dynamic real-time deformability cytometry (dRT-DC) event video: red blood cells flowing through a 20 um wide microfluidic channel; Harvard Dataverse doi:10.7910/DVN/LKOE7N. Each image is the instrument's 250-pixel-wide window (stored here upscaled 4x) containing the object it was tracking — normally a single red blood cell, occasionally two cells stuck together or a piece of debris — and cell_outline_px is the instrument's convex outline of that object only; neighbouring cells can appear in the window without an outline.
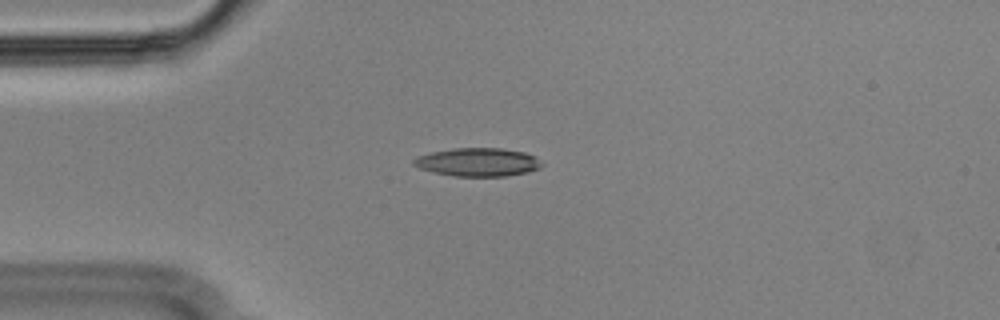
{"species": "Egyptian fruit bat (a non-hibernating species)", "species_latin": "Rousettus aegyptiacus", "temperature_condition": "cold", "stored_images_in_passage": 43, "camera_frame_rate_fps": 3000, "um_per_image_px": 0.085, "animal": {"sex": "male"}, "frame": {"image": 1, "passage_image": 1, "time_ms": 0.0, "image_size_px": [1000, 320], "cell_outline_px": [[544, 164], [540, 168], [528, 172], [508, 176], [452, 176], [432, 172], [420, 168], [412, 164], [412, 160], [416, 156], [432, 152], [452, 148], [500, 148], [524, 152], [536, 156]], "centroid_in_image_um": [40.62, 13.78], "position_along_channel_um": 44.4, "area_um2": 21.39}}
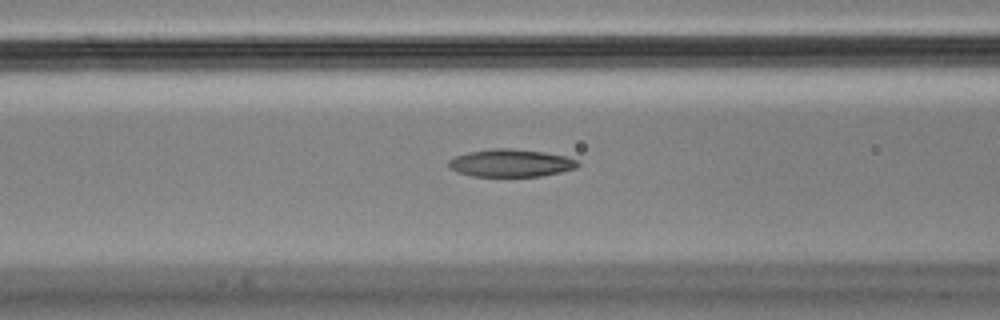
{"frame": {"image": 2, "passage_image": 9, "time_ms": 2.667, "image_size_px": [1000, 320], "cell_outline_px": [[580, 164], [576, 168], [544, 176], [472, 176], [456, 172], [448, 164], [448, 160], [456, 156], [468, 152], [492, 148], [508, 148], [544, 152], [564, 156], [576, 160]], "centroid_in_image_um": [43.41, 13.86], "position_along_channel_um": 123.2, "area_um2": 20.69}}
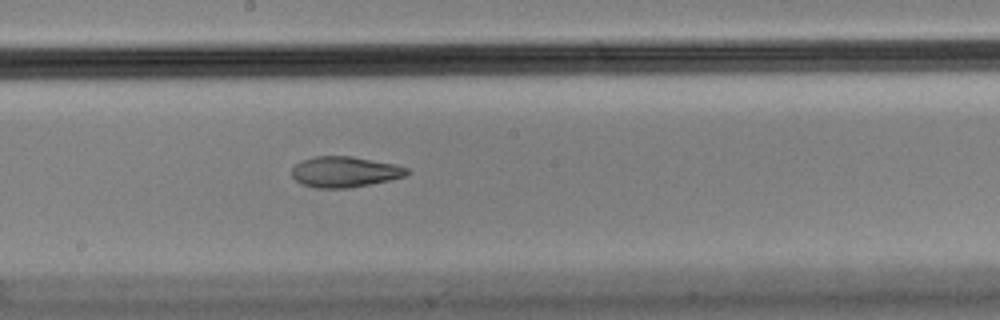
{"frame": {"image": 3, "passage_image": 17, "time_ms": 5.333, "image_size_px": [1000, 320], "cell_outline_px": [[408, 172], [404, 176], [388, 180], [348, 188], [316, 188], [300, 184], [292, 176], [292, 168], [300, 160], [316, 156], [352, 156], [396, 164], [408, 168]], "centroid_in_image_um": [29.26, 14.6], "position_along_channel_um": 218.9, "area_um2": 20.58}, "authors_computed_cell_mechanics": {"area_um2": 22.1374, "velocity_mm_per_s": 3.5846, "shape_relaxation_time_tau1_ms": null, "shape_relaxation_time_tau2_ms": 3.1444, "deformation_change_tau1": null, "deformation_change_tau2": 0.1017}}